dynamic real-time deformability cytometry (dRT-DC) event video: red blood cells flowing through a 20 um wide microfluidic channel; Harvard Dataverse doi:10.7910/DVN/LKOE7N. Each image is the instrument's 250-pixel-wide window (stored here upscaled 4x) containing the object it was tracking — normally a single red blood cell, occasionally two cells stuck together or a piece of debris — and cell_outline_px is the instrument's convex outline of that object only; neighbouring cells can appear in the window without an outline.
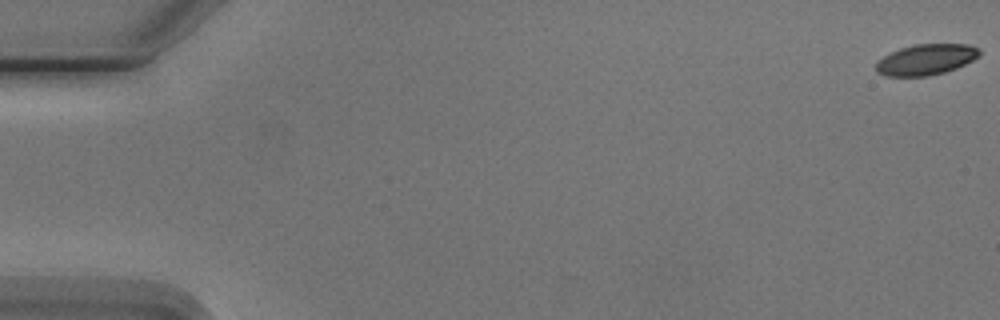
{"species": "Egyptian fruit bat (a non-hibernating species)", "species_latin": "Rousettus aegyptiacus", "temperature_condition": "cold", "stored_images_in_passage": 9, "camera_frame_rate_fps": 3000, "um_per_image_px": 0.085, "animal": {"sex": "male"}, "frame": {"image": 1, "passage_image": 1, "time_ms": 0.0, "image_size_px": [1000, 320], "cell_outline_px": [[980, 56], [956, 68], [944, 72], [928, 76], [884, 76], [876, 72], [876, 60], [900, 48], [912, 44], [968, 44], [980, 48]], "centroid_in_image_um": [78.7, 5.06], "position_along_channel_um": 6.3, "area_um2": 18.67}}
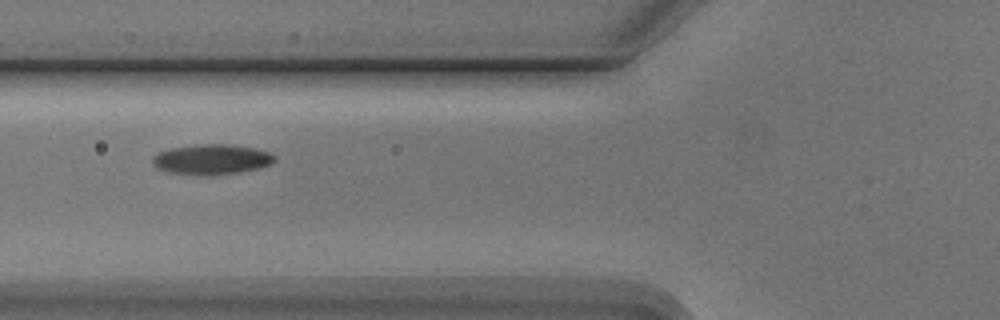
{"frame": {"image": 2, "passage_image": 7, "time_ms": 7.0, "image_size_px": [1000, 320], "cell_outline_px": [[276, 160], [272, 164], [240, 172], [212, 176], [204, 176], [168, 172], [156, 168], [152, 164], [152, 156], [168, 148], [200, 144], [228, 144], [256, 148], [268, 152], [276, 156]], "centroid_in_image_um": [17.97, 13.55], "position_along_channel_um": 107.8, "area_um2": 21.79}}
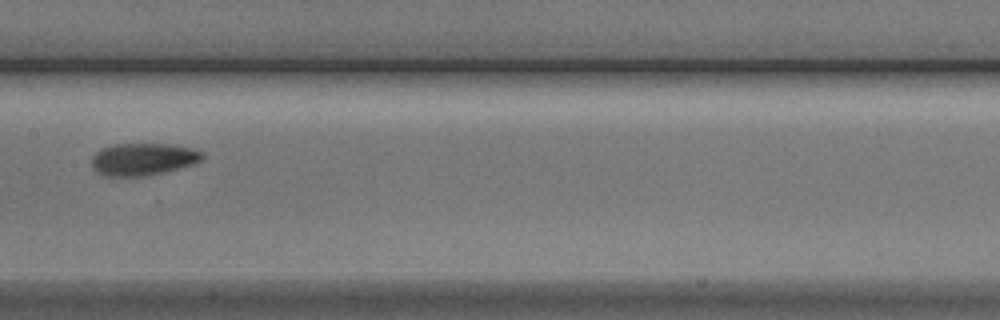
{"frame": {"image": 3, "passage_image": 9, "time_ms": 9.333, "image_size_px": [1000, 320], "cell_outline_px": [[204, 156], [196, 164], [164, 172], [144, 176], [104, 176], [96, 172], [92, 168], [92, 156], [96, 152], [112, 144], [172, 144], [192, 148], [204, 152]], "centroid_in_image_um": [12.17, 13.53], "position_along_channel_um": 195.2, "area_um2": 20.98}}